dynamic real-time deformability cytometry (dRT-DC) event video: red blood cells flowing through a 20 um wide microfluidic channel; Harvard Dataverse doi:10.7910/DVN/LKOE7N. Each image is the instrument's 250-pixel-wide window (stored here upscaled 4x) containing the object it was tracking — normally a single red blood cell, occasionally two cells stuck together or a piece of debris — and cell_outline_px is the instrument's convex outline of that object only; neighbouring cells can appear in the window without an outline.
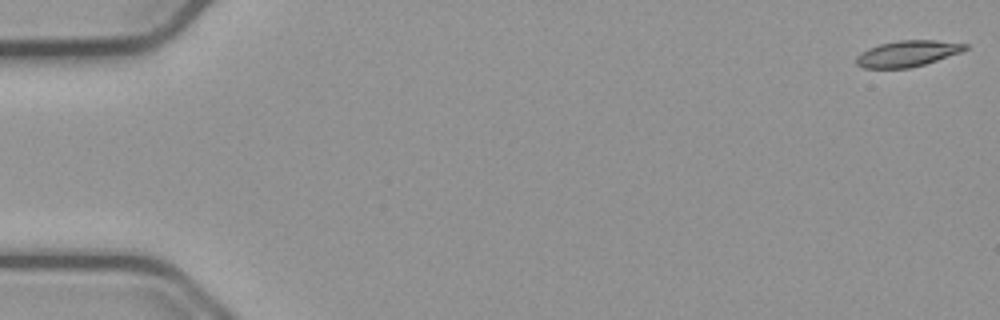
{"species": "common noctule bat (a hibernating species)", "species_latin": "Nyctalus noctula", "temperature_condition": "cold", "stored_images_in_passage": 55, "camera_frame_rate_fps": 3000, "um_per_image_px": 0.085, "animal": {"sex": "male", "body_mass_g": 23.1, "forearm_length_mm": 52.7}, "frame": {"image": 1, "passage_image": 1, "time_ms": 0.0, "image_size_px": [1000, 320], "cell_outline_px": [[968, 48], [960, 52], [924, 64], [908, 68], [864, 68], [856, 64], [856, 56], [860, 52], [868, 48], [880, 44], [900, 40], [936, 40], [968, 44]], "centroid_in_image_um": [77.1, 4.55], "position_along_channel_um": 7.9, "area_um2": 16.42}}
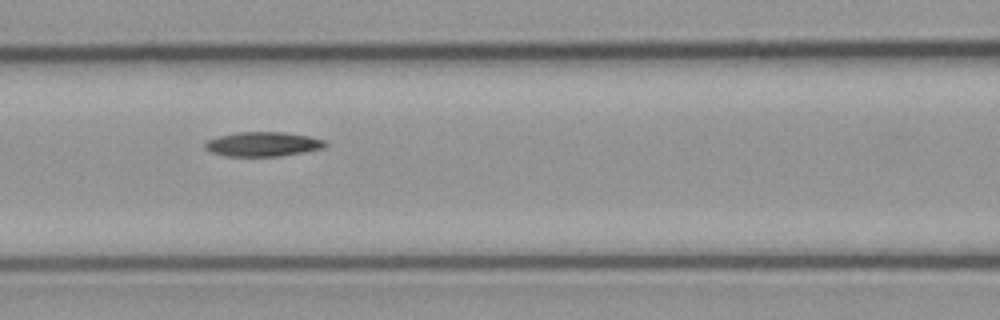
{"frame": {"image": 2, "passage_image": 24, "time_ms": 7.667, "image_size_px": [1000, 320], "cell_outline_px": [[328, 144], [324, 148], [304, 152], [280, 156], [228, 156], [212, 152], [204, 148], [204, 140], [216, 136], [236, 132], [284, 132], [308, 136], [324, 140]], "centroid_in_image_um": [22.31, 12.24], "position_along_channel_um": 144.3, "area_um2": 17.28}}
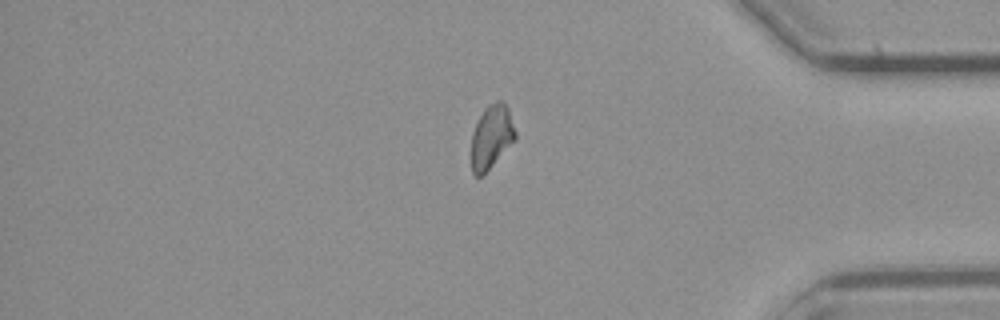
{"frame": {"image": 3, "passage_image": 46, "time_ms": 15.0, "image_size_px": [1000, 320], "cell_outline_px": [[516, 140], [480, 176], [476, 176], [472, 172], [472, 132], [484, 108], [488, 104], [496, 100], [504, 100], [508, 108], [516, 132]], "centroid_in_image_um": [41.79, 11.56], "position_along_channel_um": 393.4, "area_um2": 16.13}}